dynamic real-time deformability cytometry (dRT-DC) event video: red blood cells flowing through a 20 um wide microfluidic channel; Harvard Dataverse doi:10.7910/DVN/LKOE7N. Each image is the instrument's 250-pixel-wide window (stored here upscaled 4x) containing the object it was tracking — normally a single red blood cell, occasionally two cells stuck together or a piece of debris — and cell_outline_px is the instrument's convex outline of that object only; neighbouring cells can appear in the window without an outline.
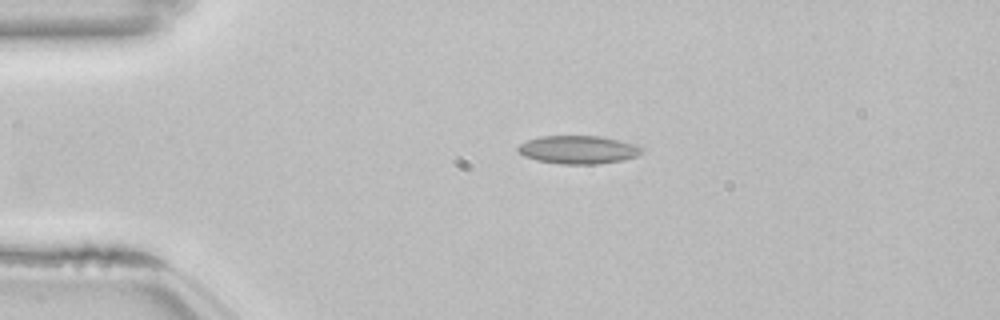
{"species": "common noctule bat (a hibernating species)", "species_latin": "Nyctalus noctula", "temperature_condition": "room temperature", "stored_images_in_passage": 32, "camera_frame_rate_fps": 3000, "um_per_image_px": 0.085, "animal": {"sex": "female", "body_mass_g": 22.7, "forearm_length_mm": 54.2}, "frame": {"image": 1, "passage_image": 1, "time_ms": 0.0, "image_size_px": [1000, 320], "cell_outline_px": [[644, 152], [636, 156], [620, 160], [596, 164], [560, 164], [536, 160], [524, 156], [516, 152], [516, 148], [520, 144], [528, 140], [540, 136], [600, 136], [640, 144], [644, 148]], "centroid_in_image_um": [49.17, 12.72], "position_along_channel_um": 35.8, "area_um2": 20.58}}
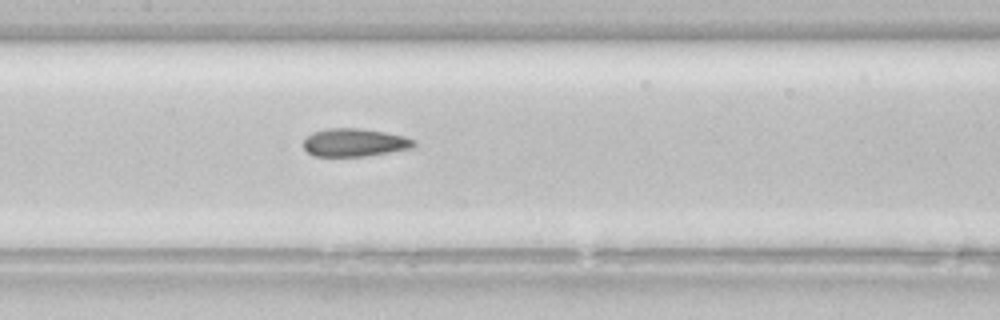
{"frame": {"image": 2, "passage_image": 15, "time_ms": 4.667, "image_size_px": [1000, 320], "cell_outline_px": [[416, 144], [412, 148], [364, 156], [316, 156], [308, 152], [304, 148], [304, 140], [312, 132], [328, 128], [360, 128], [384, 132], [404, 136], [416, 140]], "centroid_in_image_um": [30.14, 12.1], "position_along_channel_um": 177.3, "area_um2": 17.92}}
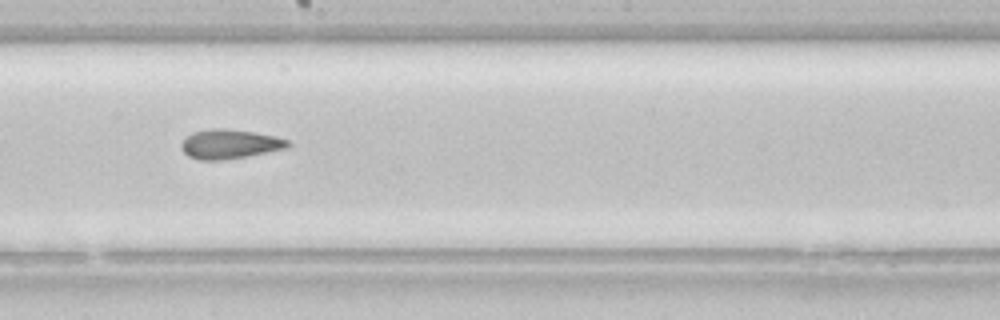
{"frame": {"image": 3, "passage_image": 19, "time_ms": 6.0, "image_size_px": [1000, 320], "cell_outline_px": [[292, 144], [288, 148], [248, 156], [224, 160], [200, 160], [188, 156], [180, 148], [180, 144], [192, 132], [212, 128], [224, 128], [252, 132], [276, 136], [288, 140]], "centroid_in_image_um": [19.54, 12.25], "position_along_channel_um": 228.7, "area_um2": 18.32}, "authors_computed_cell_mechanics": {"area_um2": 18.207, "velocity_mm_per_s": 3.856, "shape_relaxation_time_tau1_ms": null, "shape_relaxation_time_tau2_ms": 3.2074, "deformation_change_tau1": null, "deformation_change_tau2": 0.1178}}